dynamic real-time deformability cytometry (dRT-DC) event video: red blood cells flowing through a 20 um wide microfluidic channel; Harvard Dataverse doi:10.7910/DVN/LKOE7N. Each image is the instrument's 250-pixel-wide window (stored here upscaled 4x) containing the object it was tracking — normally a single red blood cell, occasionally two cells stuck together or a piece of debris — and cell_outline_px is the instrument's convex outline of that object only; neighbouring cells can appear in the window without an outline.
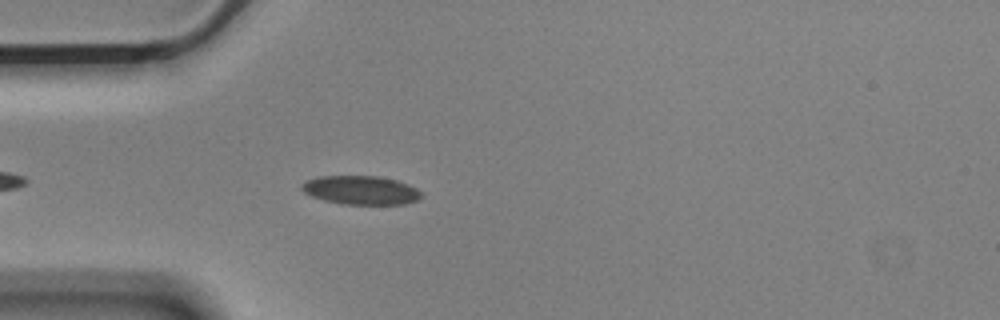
{"species": "Egyptian fruit bat (a non-hibernating species)", "species_latin": "Rousettus aegyptiacus", "temperature_condition": "cold", "stored_images_in_passage": 16, "camera_frame_rate_fps": 3000, "um_per_image_px": 0.085, "animal": {"sex": "male"}, "frame": {"image": 1, "passage_image": 5, "time_ms": 1.333, "image_size_px": [1000, 320], "cell_outline_px": [[424, 196], [416, 200], [404, 204], [340, 204], [324, 200], [312, 196], [304, 192], [300, 188], [300, 184], [308, 180], [320, 176], [380, 176], [396, 180], [408, 184], [416, 188]], "centroid_in_image_um": [30.67, 16.16], "position_along_channel_um": 54.3, "area_um2": 20.06}}
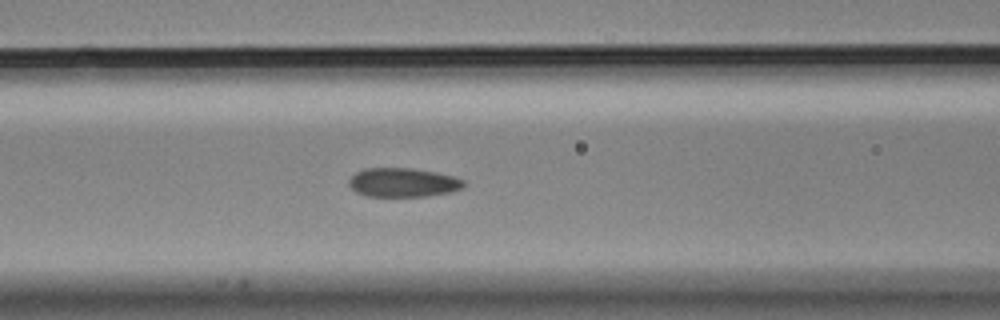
{"frame": {"image": 2, "passage_image": 12, "time_ms": 3.667, "image_size_px": [1000, 320], "cell_outline_px": [[464, 184], [460, 188], [452, 192], [428, 196], [368, 196], [356, 192], [348, 184], [348, 180], [356, 172], [364, 168], [412, 168], [436, 172], [452, 176], [464, 180]], "centroid_in_image_um": [34.23, 15.51], "position_along_channel_um": 132.4, "area_um2": 19.36}}
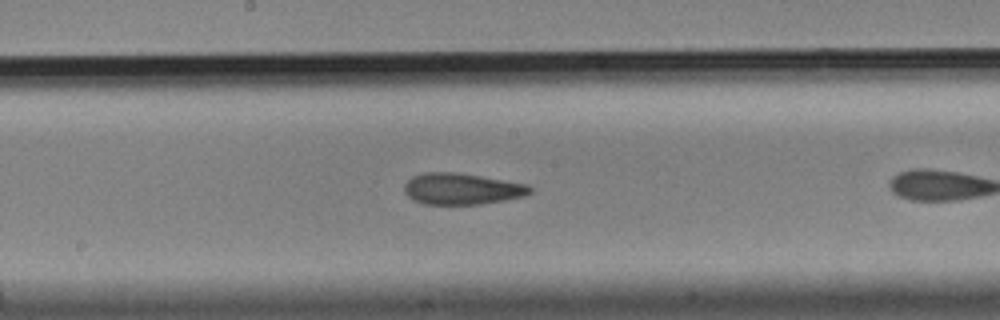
{"frame": {"image": 3, "passage_image": 15, "time_ms": 4.667, "image_size_px": [1000, 320], "cell_outline_px": [[532, 192], [524, 196], [504, 200], [480, 204], [424, 204], [412, 200], [404, 192], [404, 184], [412, 176], [424, 172], [456, 172], [528, 184], [532, 188]], "centroid_in_image_um": [39.23, 16.05], "position_along_channel_um": 209.0, "area_um2": 23.0}}